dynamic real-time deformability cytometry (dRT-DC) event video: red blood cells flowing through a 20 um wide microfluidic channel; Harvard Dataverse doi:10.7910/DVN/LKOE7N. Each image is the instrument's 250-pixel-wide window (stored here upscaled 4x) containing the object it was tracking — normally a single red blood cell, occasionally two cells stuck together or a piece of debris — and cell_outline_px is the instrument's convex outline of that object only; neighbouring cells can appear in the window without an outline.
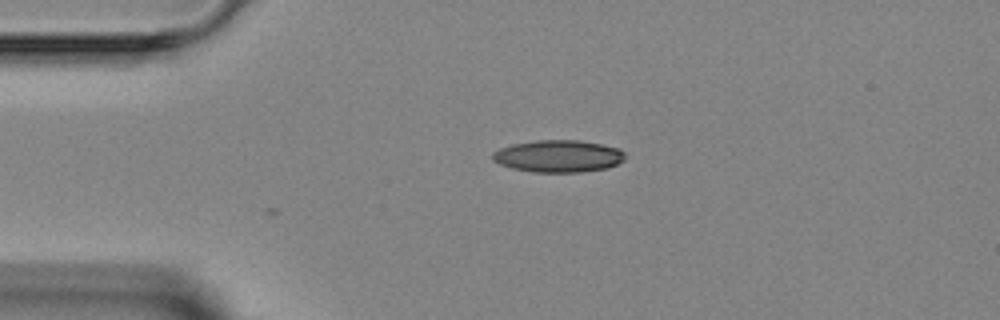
{"species": "Egyptian fruit bat (a non-hibernating species)", "species_latin": "Rousettus aegyptiacus", "temperature_condition": "room temperature", "stored_images_in_passage": 2, "camera_frame_rate_fps": 3000, "um_per_image_px": 0.085, "animal": {"sex": "female"}, "frame": {"image": 1, "passage_image": 1, "time_ms": 0.0, "image_size_px": [1000, 320], "cell_outline_px": [[624, 160], [608, 168], [580, 172], [532, 172], [512, 168], [500, 164], [492, 160], [492, 152], [500, 148], [512, 144], [536, 140], [580, 140], [620, 148], [624, 152]], "centroid_in_image_um": [47.45, 13.27], "position_along_channel_um": 37.6, "area_um2": 24.91}}